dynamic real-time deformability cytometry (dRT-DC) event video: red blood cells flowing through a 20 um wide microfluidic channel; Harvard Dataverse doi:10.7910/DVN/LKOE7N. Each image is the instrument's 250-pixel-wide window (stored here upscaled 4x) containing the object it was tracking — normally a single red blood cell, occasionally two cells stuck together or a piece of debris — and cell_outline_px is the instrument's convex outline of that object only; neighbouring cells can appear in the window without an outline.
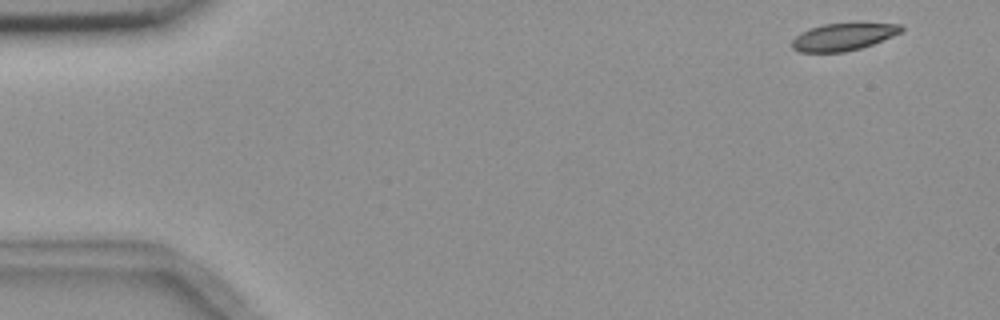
{"species": "common noctule bat (a hibernating species)", "species_latin": "Nyctalus noctula", "temperature_condition": "room temperature", "stored_images_in_passage": 4, "camera_frame_rate_fps": 3000, "um_per_image_px": 0.085, "animal": {"sex": "female", "body_mass_g": 18.4}, "frame": {"image": 1, "passage_image": 1, "time_ms": 0.0, "image_size_px": [1000, 320], "cell_outline_px": [[904, 28], [900, 32], [872, 44], [860, 48], [844, 52], [800, 52], [792, 48], [792, 40], [800, 32], [808, 28], [824, 24], [856, 20], [860, 20], [900, 24]], "centroid_in_image_um": [71.7, 3.06], "position_along_channel_um": 13.3, "area_um2": 18.15}}